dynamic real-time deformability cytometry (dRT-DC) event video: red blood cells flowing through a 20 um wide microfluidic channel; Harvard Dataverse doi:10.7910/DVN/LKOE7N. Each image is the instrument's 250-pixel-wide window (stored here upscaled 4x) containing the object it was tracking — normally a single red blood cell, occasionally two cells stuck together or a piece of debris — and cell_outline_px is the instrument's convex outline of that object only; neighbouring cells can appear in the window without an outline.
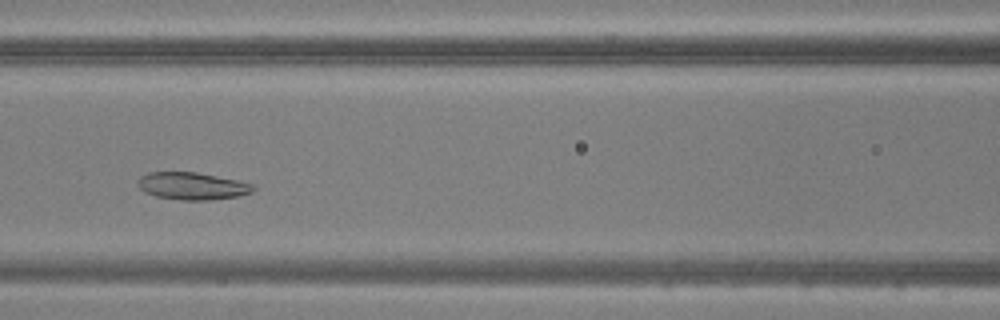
{"species": "common noctule bat (a hibernating species)", "species_latin": "Nyctalus noctula", "temperature_condition": "warm", "stored_images_in_passage": 44, "camera_frame_rate_fps": 3000, "um_per_image_px": 0.085, "animal": {"sex": "male", "body_mass_g": 20.5, "forearm_length_mm": 52.5}, "frame": {"image": 1, "passage_image": 16, "time_ms": 5.0, "image_size_px": [1000, 320], "cell_outline_px": [[256, 188], [252, 192], [236, 196], [208, 200], [180, 200], [156, 196], [144, 192], [136, 184], [140, 176], [148, 172], [196, 172], [256, 184]], "centroid_in_image_um": [16.32, 15.81], "position_along_channel_um": 150.3, "area_um2": 18.38}}
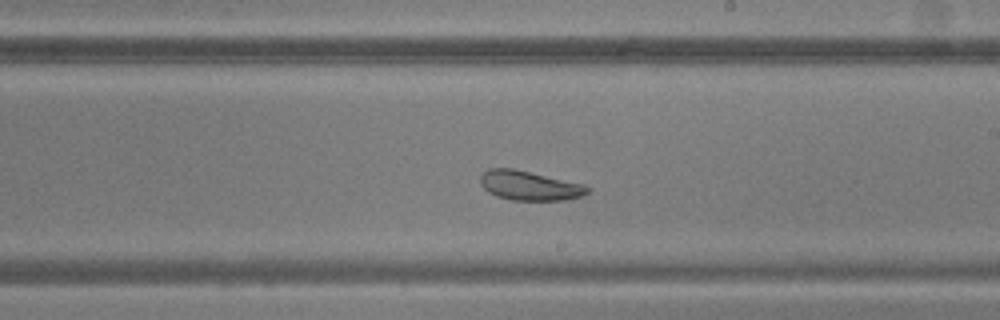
{"frame": {"image": 2, "passage_image": 23, "time_ms": 7.333, "image_size_px": [1000, 320], "cell_outline_px": [[588, 192], [584, 196], [564, 200], [512, 200], [496, 196], [488, 192], [480, 184], [480, 176], [488, 168], [512, 168], [584, 184], [588, 188]], "centroid_in_image_um": [44.98, 15.78], "position_along_channel_um": 244.0, "area_um2": 18.32}}
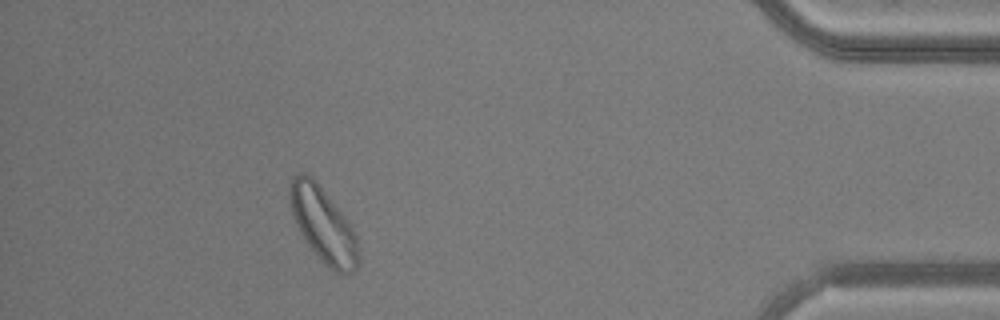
{"frame": {"image": 3, "passage_image": 39, "time_ms": 12.667, "image_size_px": [1000, 320], "cell_outline_px": [[360, 264], [356, 272], [348, 276], [336, 272], [328, 268], [320, 260], [308, 244], [300, 232], [296, 224], [292, 212], [288, 192], [288, 188], [292, 176], [300, 172], [304, 172], [312, 176], [316, 180], [348, 220], [356, 236]], "centroid_in_image_um": [27.49, 19.13], "position_along_channel_um": 407.7, "area_um2": 30.4}}